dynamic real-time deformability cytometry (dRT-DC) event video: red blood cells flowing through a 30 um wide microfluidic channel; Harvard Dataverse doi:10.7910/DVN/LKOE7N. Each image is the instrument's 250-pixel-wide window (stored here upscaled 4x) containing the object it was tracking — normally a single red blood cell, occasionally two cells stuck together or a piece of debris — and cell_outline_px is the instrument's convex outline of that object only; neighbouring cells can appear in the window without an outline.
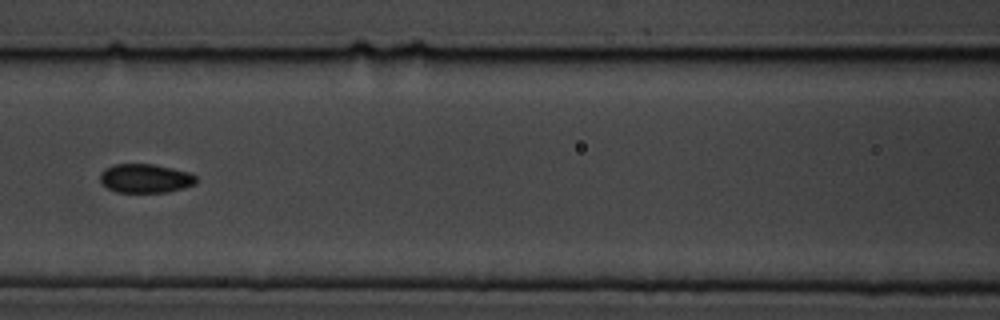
{"species": "common noctule bat (a hibernating species)", "species_latin": "Nyctalus noctula", "temperature_condition": "cold", "stored_images_in_passage": 9, "camera_frame_rate_fps": 3000, "um_per_image_px": 0.085, "animal": {"sex": "male", "body_mass_g": 19.5, "forearm_length_mm": 54.6}, "frame": {"image": 1, "passage_image": 6, "time_ms": 6.667, "image_size_px": [1000, 320], "cell_outline_px": [[196, 184], [184, 188], [168, 192], [116, 192], [108, 188], [100, 180], [100, 172], [104, 168], [112, 164], [152, 164], [172, 168], [188, 172], [196, 176]], "centroid_in_image_um": [12.34, 15.16], "position_along_channel_um": 154.3, "area_um2": 16.24}}
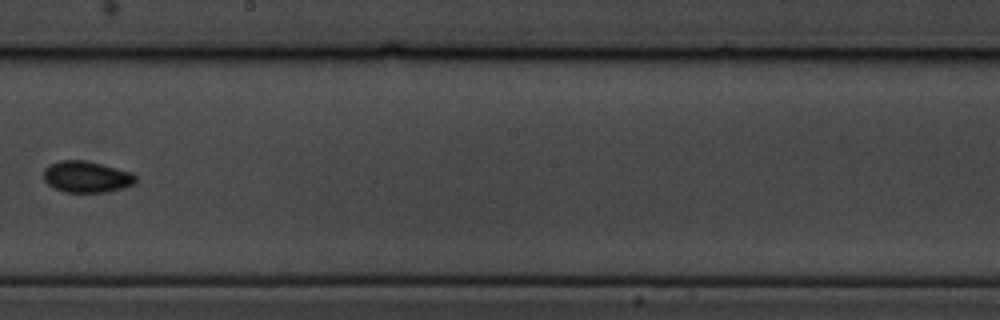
{"frame": {"image": 2, "passage_image": 8, "time_ms": 9.0, "image_size_px": [1000, 320], "cell_outline_px": [[136, 184], [124, 188], [104, 192], [64, 192], [48, 184], [44, 180], [44, 168], [48, 164], [60, 160], [84, 160], [132, 172], [136, 176]], "centroid_in_image_um": [7.36, 15.03], "position_along_channel_um": 240.8, "area_um2": 16.88}}
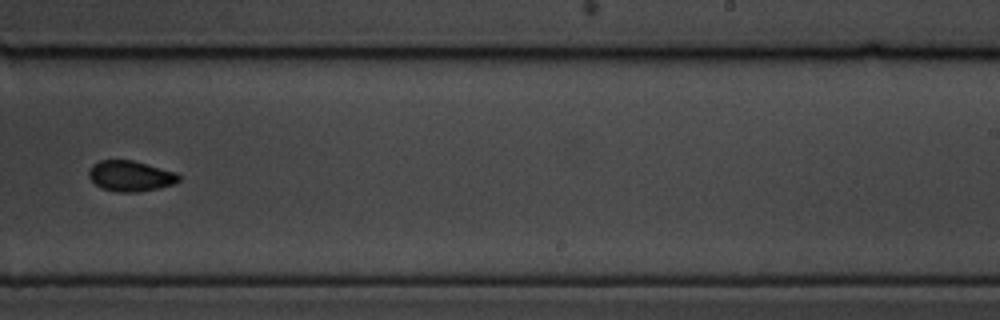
{"frame": {"image": 3, "passage_image": 9, "time_ms": 10.0, "image_size_px": [1000, 320], "cell_outline_px": [[180, 180], [176, 184], [160, 188], [140, 192], [116, 192], [100, 188], [88, 176], [88, 172], [92, 164], [100, 160], [132, 160], [176, 172], [180, 176]], "centroid_in_image_um": [11.1, 14.97], "position_along_channel_um": 277.9, "area_um2": 16.24}}